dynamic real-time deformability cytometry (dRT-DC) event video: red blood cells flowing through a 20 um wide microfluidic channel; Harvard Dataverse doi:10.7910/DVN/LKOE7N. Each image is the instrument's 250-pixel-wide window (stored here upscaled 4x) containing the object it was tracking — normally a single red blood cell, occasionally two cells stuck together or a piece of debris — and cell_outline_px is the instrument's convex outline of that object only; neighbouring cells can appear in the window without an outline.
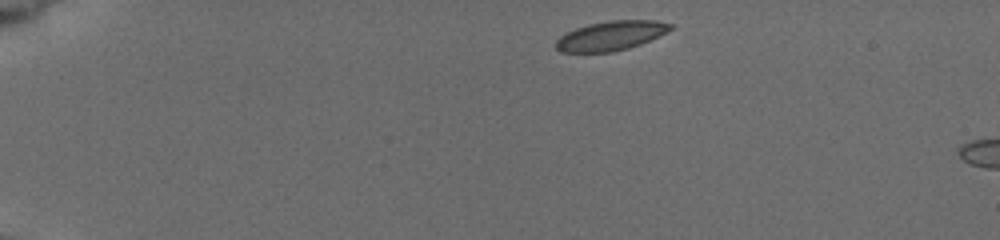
{"species": "common noctule bat (a hibernating species)", "species_latin": "Nyctalus noctula", "temperature_condition": "cold", "stored_images_in_passage": 3, "camera_frame_rate_fps": 3000, "um_per_image_px": 0.085, "animal": {"sex": "female", "body_mass_g": 19.5, "forearm_length_mm": 54.1}, "frame": {"image": 1, "passage_image": 1, "time_ms": 0.0, "image_size_px": [1000, 240], "cell_outline_px": [[672, 28], [668, 32], [640, 44], [628, 48], [612, 52], [560, 52], [556, 48], [556, 40], [560, 36], [576, 28], [588, 24], [608, 20], [656, 20], [672, 24]], "centroid_in_image_um": [51.93, 3.03], "position_along_channel_um": 33.1, "area_um2": 19.59}}